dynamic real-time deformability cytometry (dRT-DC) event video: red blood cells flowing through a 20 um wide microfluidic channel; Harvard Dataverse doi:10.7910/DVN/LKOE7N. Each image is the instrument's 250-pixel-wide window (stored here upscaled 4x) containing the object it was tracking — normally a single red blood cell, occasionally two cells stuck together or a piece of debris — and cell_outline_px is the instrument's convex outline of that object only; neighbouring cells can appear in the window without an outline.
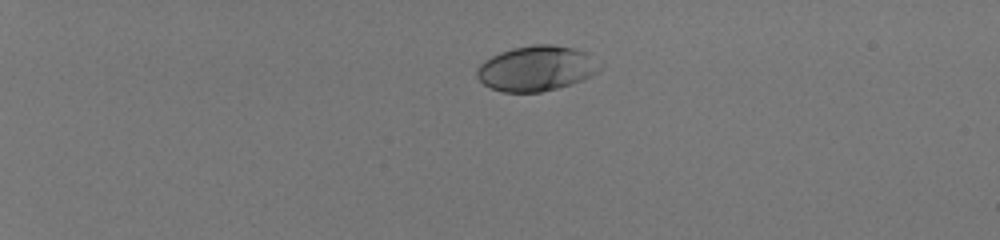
{"species": "human", "species_latin": "Homo sapiens", "temperature_condition": "room temperature", "stored_images_in_passage": 42, "camera_frame_rate_fps": 3000, "um_per_image_px": 0.085, "donor": {"sex": "male"}, "frame": {"image": 1, "passage_image": 1, "time_ms": 0.0, "image_size_px": [1000, 240], "cell_outline_px": [[604, 64], [596, 72], [580, 80], [556, 88], [540, 92], [504, 92], [492, 88], [484, 84], [476, 76], [476, 68], [484, 60], [500, 52], [512, 48], [532, 44], [552, 44], [572, 48], [588, 52]], "centroid_in_image_um": [45.59, 5.79], "position_along_channel_um": 39.4, "area_um2": 32.37}}
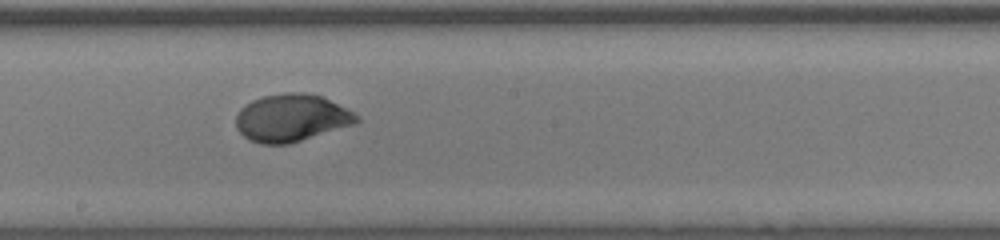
{"frame": {"image": 2, "passage_image": 23, "time_ms": 7.333, "image_size_px": [1000, 240], "cell_outline_px": [[360, 120], [356, 124], [288, 144], [260, 144], [248, 140], [236, 128], [236, 116], [240, 108], [244, 104], [252, 100], [264, 96], [284, 92], [304, 92], [324, 96], [360, 116]], "centroid_in_image_um": [24.77, 10.01], "position_along_channel_um": 223.4, "area_um2": 33.7}}
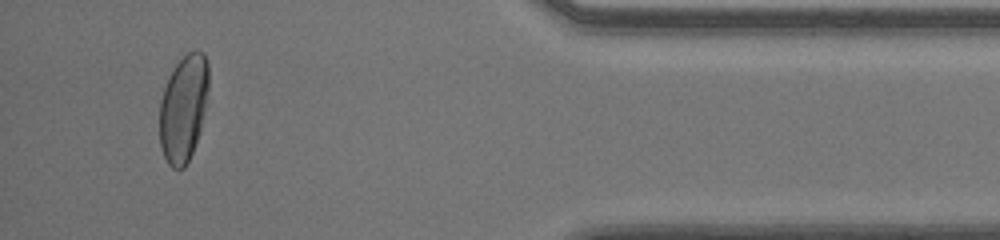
{"frame": {"image": 3, "passage_image": 40, "time_ms": 13.0, "image_size_px": [1000, 240], "cell_outline_px": [[208, 88], [200, 132], [192, 152], [184, 168], [172, 168], [168, 164], [164, 156], [160, 144], [160, 100], [168, 76], [176, 64], [188, 52], [196, 48], [204, 52], [208, 60]], "centroid_in_image_um": [15.6, 9.15], "position_along_channel_um": 419.6, "area_um2": 30.58}, "authors_computed_cell_mechanics": {"area_um2": 32.5414, "velocity_mm_per_s": 4.0252, "shape_relaxation_time_tau1_ms": 2.8646, "shape_relaxation_time_tau2_ms": null, "deformation_change_tau1": 0.1725, "deformation_change_tau2": null}}